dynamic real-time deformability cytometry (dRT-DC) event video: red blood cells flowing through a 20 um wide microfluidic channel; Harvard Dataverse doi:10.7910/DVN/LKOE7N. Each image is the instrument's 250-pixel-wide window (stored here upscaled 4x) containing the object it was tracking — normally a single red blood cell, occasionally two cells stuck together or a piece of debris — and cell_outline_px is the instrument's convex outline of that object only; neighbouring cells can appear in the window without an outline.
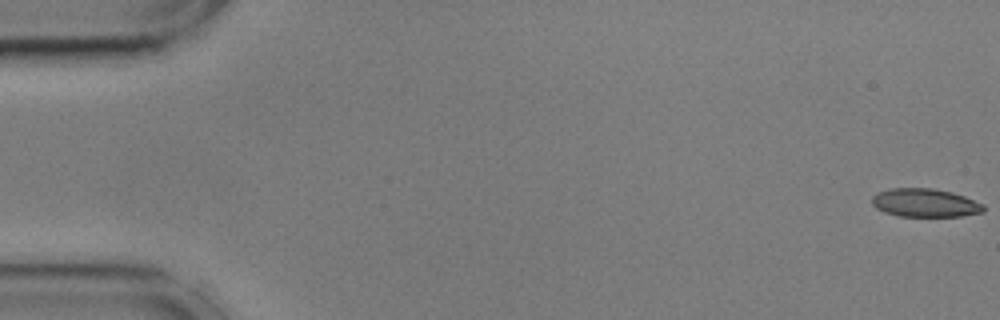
{"species": "common noctule bat (a hibernating species)", "species_latin": "Nyctalus noctula", "temperature_condition": "cold", "stored_images_in_passage": 56, "camera_frame_rate_fps": 3000, "um_per_image_px": 0.085, "animal": {"sex": "male", "body_mass_g": 17.9, "forearm_length_mm": 54.2}, "frame": {"image": 1, "passage_image": 1, "time_ms": 0.0, "image_size_px": [1000, 320], "cell_outline_px": [[984, 212], [960, 216], [900, 216], [884, 212], [876, 208], [872, 204], [872, 196], [876, 192], [892, 188], [932, 188], [952, 192], [964, 196], [984, 204]], "centroid_in_image_um": [78.61, 17.23], "position_along_channel_um": 6.4, "area_um2": 18.5}}
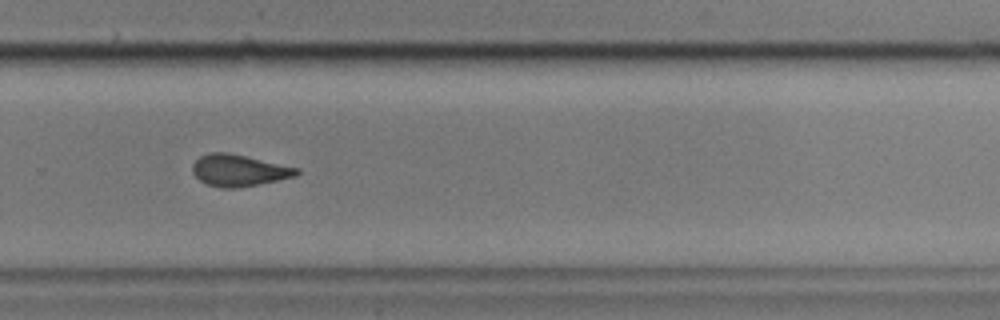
{"frame": {"image": 2, "passage_image": 38, "time_ms": 12.333, "image_size_px": [1000, 320], "cell_outline_px": [[300, 172], [296, 176], [236, 188], [220, 188], [208, 184], [200, 180], [192, 172], [192, 164], [200, 156], [208, 152], [228, 152], [300, 168]], "centroid_in_image_um": [20.29, 14.47], "position_along_channel_um": 309.5, "area_um2": 19.13}}
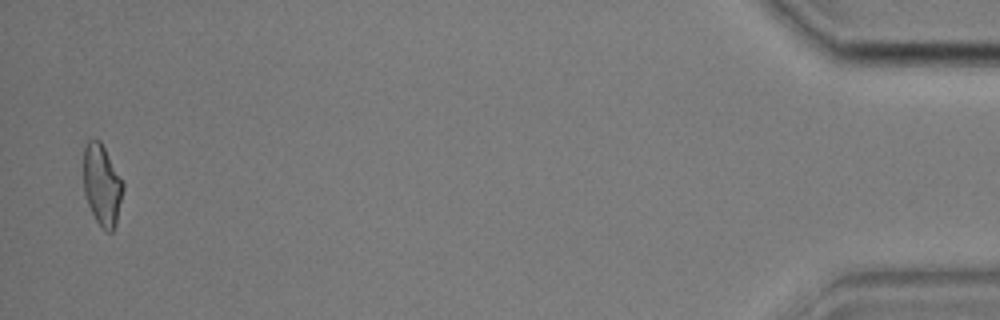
{"frame": {"image": 3, "passage_image": 55, "time_ms": 18.0, "image_size_px": [1000, 320], "cell_outline_px": [[124, 188], [116, 224], [112, 232], [108, 232], [96, 220], [88, 204], [84, 192], [84, 148], [88, 140], [100, 140], [124, 184]], "centroid_in_image_um": [8.67, 15.73], "position_along_channel_um": 426.5, "area_um2": 18.38}, "authors_computed_cell_mechanics": {"area_um2": 19.4208, "velocity_mm_per_s": 3.5961, "shape_relaxation_time_tau1_ms": 8.2729, "shape_relaxation_time_tau2_ms": 3.1716, "deformation_change_tau1": 0.1705, "deformation_change_tau2": 0.0908}}